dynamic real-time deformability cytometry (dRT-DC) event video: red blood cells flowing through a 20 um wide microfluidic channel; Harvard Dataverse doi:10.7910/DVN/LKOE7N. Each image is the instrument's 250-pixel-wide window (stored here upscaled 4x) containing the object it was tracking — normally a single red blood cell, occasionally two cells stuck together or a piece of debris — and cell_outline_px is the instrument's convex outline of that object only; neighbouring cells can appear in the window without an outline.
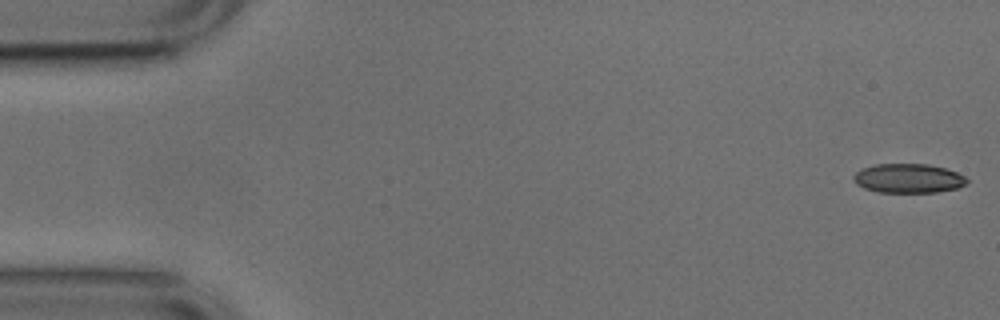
{"species": "common noctule bat (a hibernating species)", "species_latin": "Nyctalus noctula", "temperature_condition": "cold", "stored_images_in_passage": 7, "camera_frame_rate_fps": 3000, "um_per_image_px": 0.085, "animal": {"sex": "male", "body_mass_g": 17.9, "forearm_length_mm": 54.2}, "frame": {"image": 1, "passage_image": 1, "time_ms": 0.0, "image_size_px": [1000, 320], "cell_outline_px": [[968, 184], [956, 188], [936, 192], [880, 192], [864, 188], [856, 184], [852, 180], [852, 176], [856, 172], [872, 164], [928, 164], [944, 168], [956, 172], [964, 176], [968, 180]], "centroid_in_image_um": [77.19, 15.16], "position_along_channel_um": 7.8, "area_um2": 19.31}}